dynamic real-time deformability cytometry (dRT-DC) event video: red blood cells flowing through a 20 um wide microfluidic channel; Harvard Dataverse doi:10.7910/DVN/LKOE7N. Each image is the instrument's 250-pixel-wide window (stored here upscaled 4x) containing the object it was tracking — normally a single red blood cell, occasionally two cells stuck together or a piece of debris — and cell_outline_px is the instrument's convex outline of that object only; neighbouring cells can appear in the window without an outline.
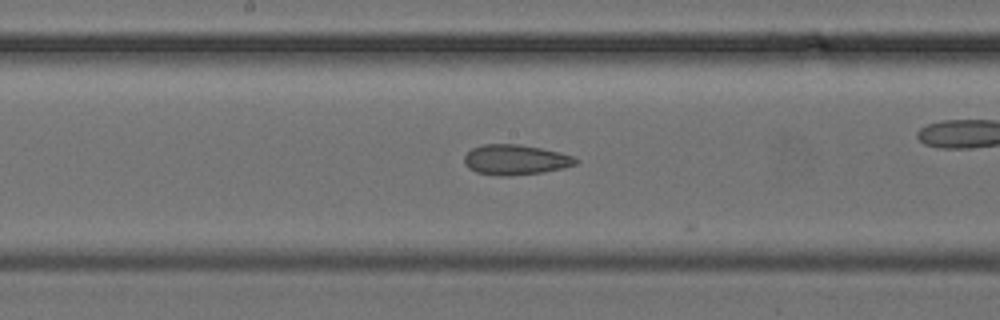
{"species": "common noctule bat (a hibernating species)", "species_latin": "Nyctalus noctula", "temperature_condition": "cold", "stored_images_in_passage": 21, "camera_frame_rate_fps": 3000, "um_per_image_px": 0.085, "animal": {"sex": "female", "body_mass_g": 24.6, "forearm_length_mm": 56.2}, "frame": {"image": 1, "passage_image": 20, "time_ms": 6.333, "image_size_px": [1000, 320], "cell_outline_px": [[580, 160], [576, 164], [564, 168], [544, 172], [508, 176], [500, 176], [476, 172], [468, 168], [464, 164], [464, 156], [472, 148], [480, 144], [520, 144], [560, 152], [572, 156]], "centroid_in_image_um": [43.8, 13.58], "position_along_channel_um": 204.4, "area_um2": 19.77}}